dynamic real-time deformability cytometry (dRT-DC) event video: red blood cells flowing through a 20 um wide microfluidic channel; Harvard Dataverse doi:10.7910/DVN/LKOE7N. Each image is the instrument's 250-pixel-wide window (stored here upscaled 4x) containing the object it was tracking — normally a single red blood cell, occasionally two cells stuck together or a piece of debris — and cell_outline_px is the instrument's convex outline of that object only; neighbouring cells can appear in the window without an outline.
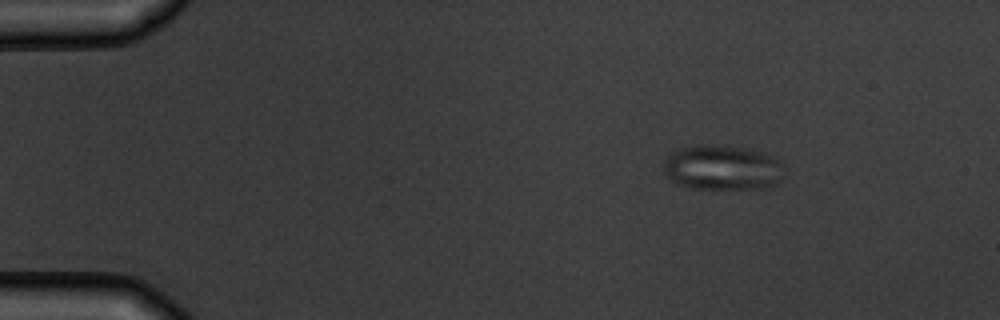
{"species": "common noctule bat (a hibernating species)", "species_latin": "Nyctalus noctula", "temperature_condition": "warm", "stored_images_in_passage": 6, "camera_frame_rate_fps": 3000, "um_per_image_px": 0.085, "animal": {"sex": "male", "body_mass_g": 19.5, "forearm_length_mm": 54.6}, "frame": {"image": 1, "passage_image": 2, "time_ms": 1.333, "image_size_px": [1000, 320], "cell_outline_px": [[784, 164], [780, 180], [776, 184], [764, 188], [692, 188], [676, 184], [668, 180], [664, 172], [664, 160], [672, 152], [680, 148], [704, 144], [708, 144], [748, 148], [764, 152], [772, 156]], "centroid_in_image_um": [61.38, 14.24], "position_along_channel_um": 23.6, "area_um2": 31.79}}